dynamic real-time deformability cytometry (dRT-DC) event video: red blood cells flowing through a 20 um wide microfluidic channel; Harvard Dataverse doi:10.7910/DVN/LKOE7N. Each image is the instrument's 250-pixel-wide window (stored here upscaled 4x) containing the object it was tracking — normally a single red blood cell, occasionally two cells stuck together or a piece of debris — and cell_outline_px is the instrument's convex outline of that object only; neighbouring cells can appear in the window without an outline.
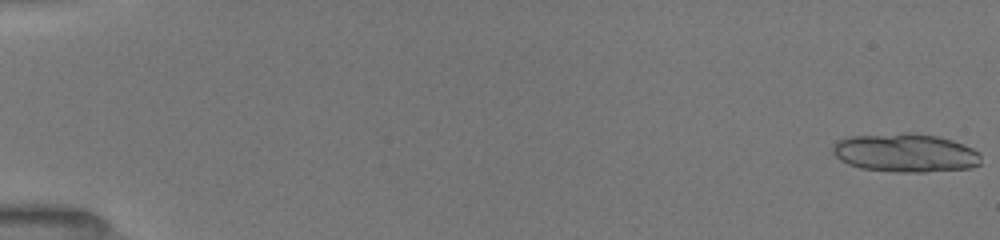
{"species": "common noctule bat (a hibernating species)", "species_latin": "Nyctalus noctula", "temperature_condition": "room temperature", "stored_images_in_passage": 22, "camera_frame_rate_fps": 3000, "um_per_image_px": 0.085, "animal": {"sex": "female", "body_mass_g": 19.5, "forearm_length_mm": 54.1}, "frame": {"image": 1, "passage_image": 1, "time_ms": 0.0, "image_size_px": [1000, 240], "cell_outline_px": [[980, 164], [972, 168], [924, 172], [896, 172], [860, 168], [848, 164], [840, 160], [832, 152], [832, 144], [836, 140], [848, 136], [904, 132], [912, 132], [936, 136], [952, 140], [964, 144], [980, 152]], "centroid_in_image_um": [76.93, 12.98], "position_along_channel_um": 8.1, "area_um2": 33.81}}